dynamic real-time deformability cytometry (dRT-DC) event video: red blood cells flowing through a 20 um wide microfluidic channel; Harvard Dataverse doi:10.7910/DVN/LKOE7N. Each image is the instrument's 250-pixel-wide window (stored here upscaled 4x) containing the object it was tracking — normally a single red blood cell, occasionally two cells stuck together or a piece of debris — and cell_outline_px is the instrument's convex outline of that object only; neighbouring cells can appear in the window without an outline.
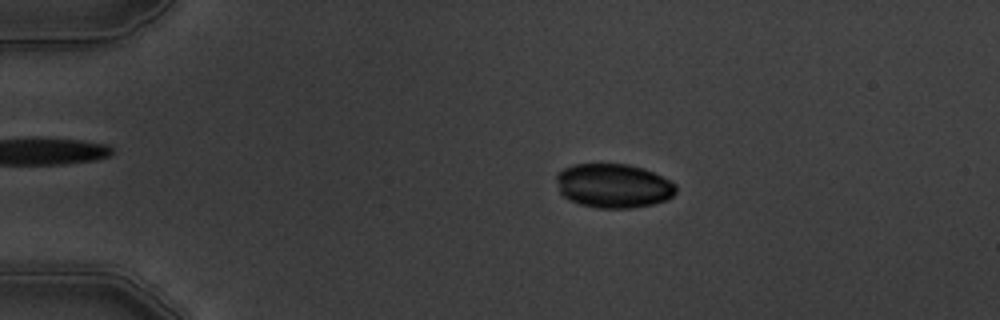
{"species": "common noctule bat (a hibernating species)", "species_latin": "Nyctalus noctula", "temperature_condition": "warm", "stored_images_in_passage": 5, "camera_frame_rate_fps": 3000, "um_per_image_px": 0.085, "animal": {"sex": "male", "body_mass_g": 19.5, "forearm_length_mm": 54.6}, "frame": {"image": 1, "passage_image": 1, "time_ms": 0.0, "image_size_px": [1000, 320], "cell_outline_px": [[676, 192], [668, 200], [652, 204], [632, 208], [596, 208], [580, 204], [564, 196], [560, 192], [556, 180], [556, 172], [572, 164], [628, 164], [644, 168], [676, 184]], "centroid_in_image_um": [52.13, 15.79], "position_along_channel_um": 32.9, "area_um2": 30.81}}